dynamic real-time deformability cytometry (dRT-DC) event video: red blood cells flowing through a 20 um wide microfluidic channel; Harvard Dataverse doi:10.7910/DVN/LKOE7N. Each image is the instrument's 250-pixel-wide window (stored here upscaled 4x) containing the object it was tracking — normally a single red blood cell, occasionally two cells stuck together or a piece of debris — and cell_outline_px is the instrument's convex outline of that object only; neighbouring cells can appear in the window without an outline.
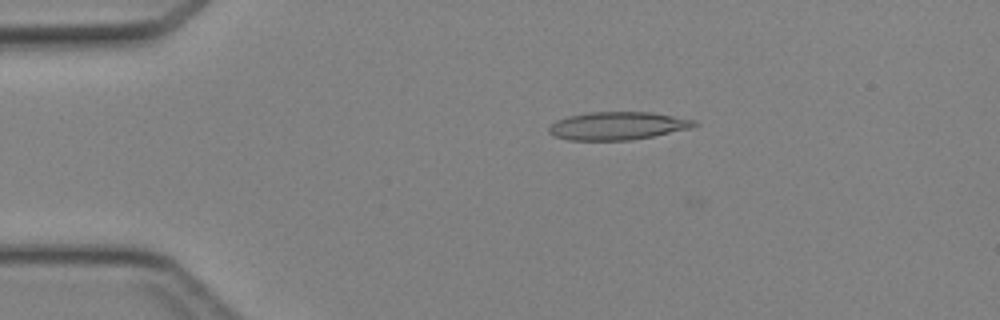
{"species": "Egyptian fruit bat (a non-hibernating species)", "species_latin": "Rousettus aegyptiacus", "temperature_condition": "cold", "stored_images_in_passage": 42, "camera_frame_rate_fps": 3000, "um_per_image_px": 0.085, "animal": {"sex": "female"}, "frame": {"image": 1, "passage_image": 6, "time_ms": 1.667, "image_size_px": [1000, 320], "cell_outline_px": [[700, 124], [688, 128], [652, 136], [632, 140], [568, 140], [552, 136], [548, 132], [548, 128], [556, 120], [568, 116], [588, 112], [652, 112], [696, 120]], "centroid_in_image_um": [52.46, 10.69], "position_along_channel_um": 32.5, "area_um2": 23.7}}
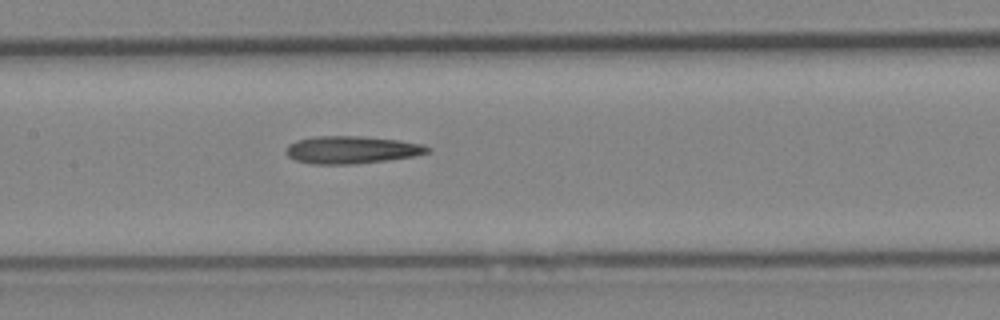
{"frame": {"image": 2, "passage_image": 19, "time_ms": 6.0, "image_size_px": [1000, 320], "cell_outline_px": [[432, 148], [428, 152], [416, 156], [388, 160], [356, 164], [312, 164], [296, 160], [288, 156], [284, 152], [284, 148], [288, 144], [296, 140], [316, 136], [356, 136], [400, 140], [424, 144]], "centroid_in_image_um": [29.88, 12.73], "position_along_channel_um": 177.5, "area_um2": 22.95}}
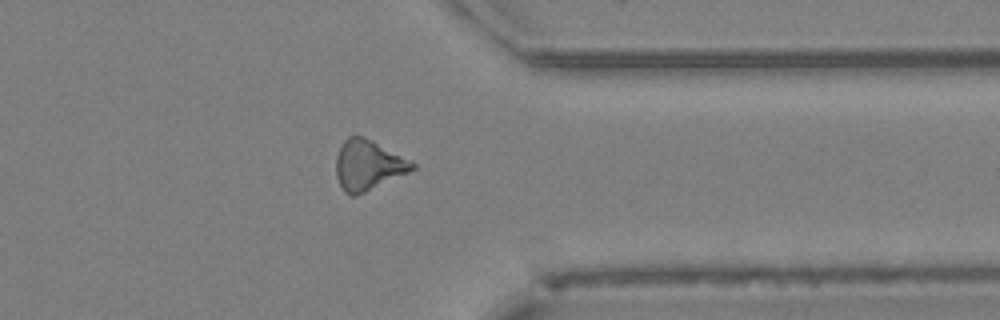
{"frame": {"image": 3, "passage_image": 33, "time_ms": 10.667, "image_size_px": [1000, 320], "cell_outline_px": [[416, 168], [408, 172], [356, 196], [352, 196], [344, 192], [336, 176], [336, 156], [344, 140], [348, 136], [360, 136], [372, 140], [412, 160], [416, 164]], "centroid_in_image_um": [31.29, 14.03], "position_along_channel_um": 380.1, "area_um2": 22.14}}